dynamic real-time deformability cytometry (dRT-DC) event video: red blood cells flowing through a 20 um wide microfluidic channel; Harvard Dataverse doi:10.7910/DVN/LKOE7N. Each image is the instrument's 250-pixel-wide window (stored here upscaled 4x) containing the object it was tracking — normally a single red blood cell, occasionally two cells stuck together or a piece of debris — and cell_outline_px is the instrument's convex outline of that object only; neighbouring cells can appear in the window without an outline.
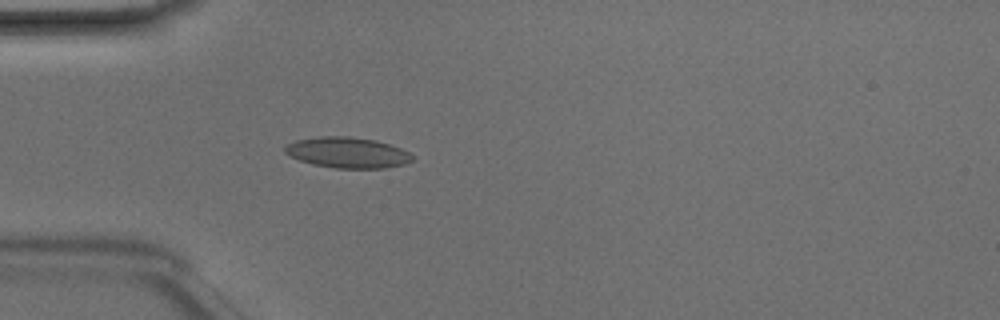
{"species": "Egyptian fruit bat (a non-hibernating species)", "species_latin": "Rousettus aegyptiacus", "temperature_condition": "room temperature", "stored_images_in_passage": 35, "camera_frame_rate_fps": 3000, "um_per_image_px": 0.085, "animal": {"sex": "male"}, "frame": {"image": 1, "passage_image": 4, "time_ms": 1.0, "image_size_px": [1000, 320], "cell_outline_px": [[416, 156], [412, 160], [404, 164], [384, 168], [336, 168], [312, 164], [288, 156], [284, 152], [284, 148], [288, 144], [296, 140], [320, 136], [348, 136], [376, 140], [400, 148]], "centroid_in_image_um": [29.53, 12.97], "position_along_channel_um": 55.5, "area_um2": 22.83}}
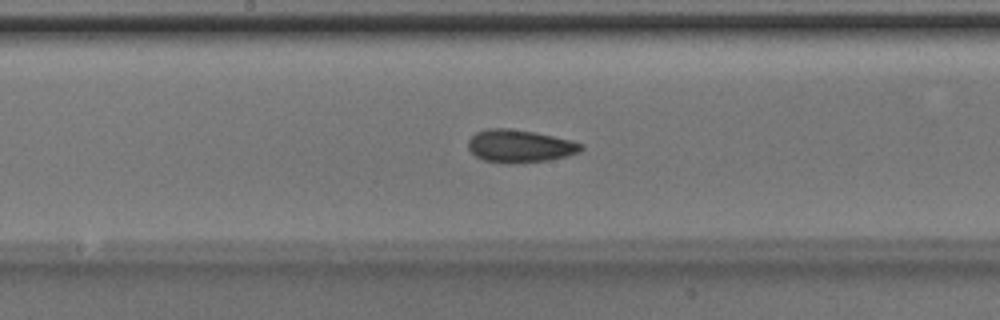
{"frame": {"image": 2, "passage_image": 15, "time_ms": 4.667, "image_size_px": [1000, 320], "cell_outline_px": [[584, 148], [580, 152], [568, 156], [548, 160], [512, 164], [504, 164], [484, 160], [476, 156], [468, 148], [468, 140], [476, 132], [488, 128], [508, 128], [536, 132], [572, 140], [584, 144]], "centroid_in_image_um": [44.21, 12.42], "position_along_channel_um": 204.0, "area_um2": 21.85}}
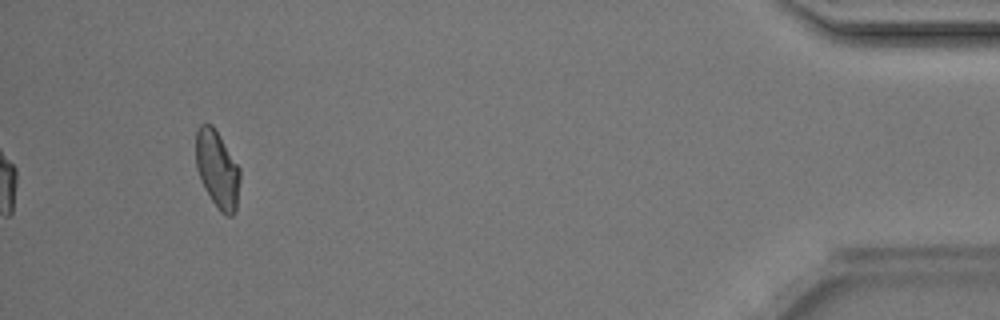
{"frame": {"image": 3, "passage_image": 35, "time_ms": 11.333, "image_size_px": [1000, 320], "cell_outline_px": [[240, 180], [236, 212], [232, 216], [228, 216], [220, 212], [216, 208], [196, 168], [196, 132], [200, 124], [212, 124], [240, 168]], "centroid_in_image_um": [18.49, 14.41], "position_along_channel_um": 416.7, "area_um2": 19.71}, "authors_computed_cell_mechanics": {"area_um2": 20.9814, "velocity_mm_per_s": 4.2234, "shape_relaxation_time_tau1_ms": 4.0821, "shape_relaxation_time_tau2_ms": 2.6488, "deformation_change_tau1": 0.109, "deformation_change_tau2": 0.0784}}